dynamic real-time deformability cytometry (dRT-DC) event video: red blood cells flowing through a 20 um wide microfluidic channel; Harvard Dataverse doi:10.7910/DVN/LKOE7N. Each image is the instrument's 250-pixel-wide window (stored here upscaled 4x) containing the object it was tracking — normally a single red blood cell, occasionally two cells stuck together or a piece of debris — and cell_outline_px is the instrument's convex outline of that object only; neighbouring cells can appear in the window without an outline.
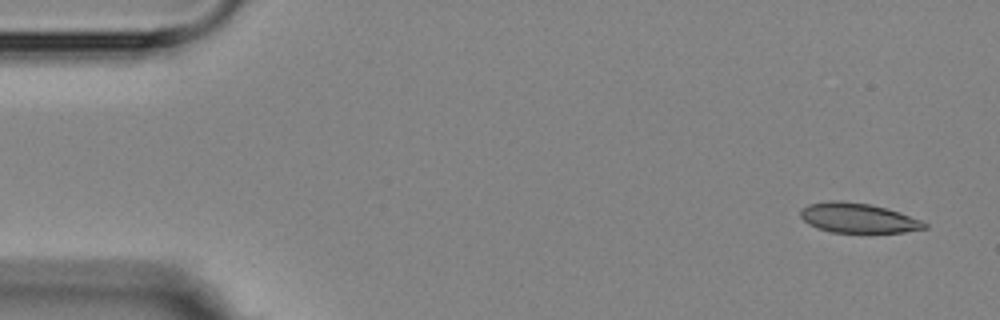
{"species": "Egyptian fruit bat (a non-hibernating species)", "species_latin": "Rousettus aegyptiacus", "temperature_condition": "room temperature", "stored_images_in_passage": 4, "camera_frame_rate_fps": 3000, "um_per_image_px": 0.085, "animal": {"sex": "female"}, "frame": {"image": 1, "passage_image": 1, "time_ms": 0.0, "image_size_px": [1000, 320], "cell_outline_px": [[928, 228], [904, 232], [832, 232], [816, 228], [808, 224], [800, 216], [800, 208], [808, 204], [828, 200], [840, 200], [868, 204], [900, 212], [924, 220], [928, 224]], "centroid_in_image_um": [72.93, 18.52], "position_along_channel_um": 12.1, "area_um2": 21.68}}